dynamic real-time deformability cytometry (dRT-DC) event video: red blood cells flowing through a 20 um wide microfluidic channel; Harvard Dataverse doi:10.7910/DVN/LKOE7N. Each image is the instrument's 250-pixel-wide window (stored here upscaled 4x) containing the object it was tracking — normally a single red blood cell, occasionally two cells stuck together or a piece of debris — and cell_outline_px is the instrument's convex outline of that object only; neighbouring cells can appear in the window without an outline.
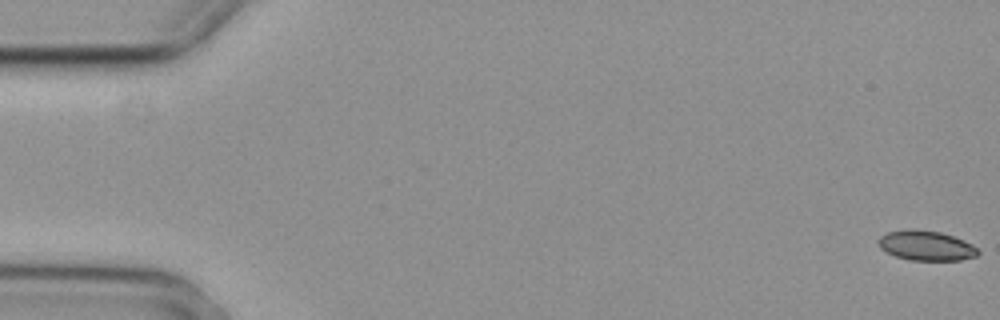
{"species": "common noctule bat (a hibernating species)", "species_latin": "Nyctalus noctula", "temperature_condition": "cold", "stored_images_in_passage": 5, "camera_frame_rate_fps": 3000, "um_per_image_px": 0.085, "animal": {"sex": "female", "body_mass_g": 29.2, "forearm_length_mm": 56.3}, "frame": {"image": 1, "passage_image": 1, "time_ms": 0.0, "image_size_px": [1000, 320], "cell_outline_px": [[980, 252], [976, 256], [960, 260], [908, 260], [896, 256], [880, 248], [876, 240], [880, 236], [888, 232], [940, 232], [964, 240], [972, 244]], "centroid_in_image_um": [78.75, 20.93], "position_along_channel_um": 6.3, "area_um2": 16.59}}
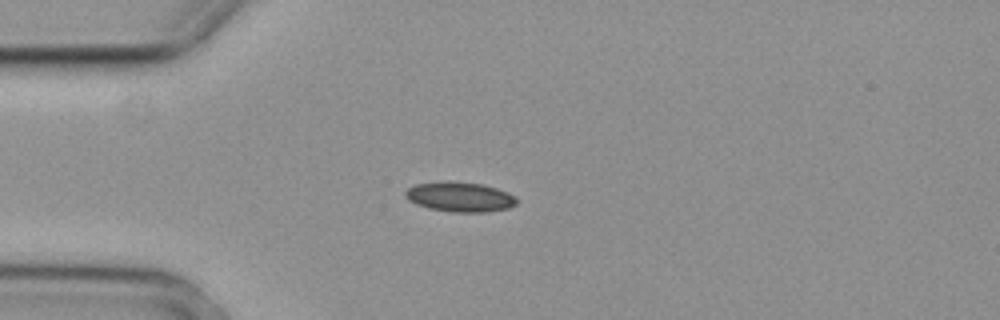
{"frame": {"image": 2, "passage_image": 5, "time_ms": 1.333, "image_size_px": [1000, 320], "cell_outline_px": [[516, 204], [508, 208], [488, 212], [452, 212], [428, 208], [416, 204], [408, 200], [404, 196], [404, 192], [408, 188], [416, 184], [440, 180], [452, 180], [484, 184], [508, 192], [516, 196]], "centroid_in_image_um": [39.07, 16.71], "position_along_channel_um": 45.9, "area_um2": 19.77}}